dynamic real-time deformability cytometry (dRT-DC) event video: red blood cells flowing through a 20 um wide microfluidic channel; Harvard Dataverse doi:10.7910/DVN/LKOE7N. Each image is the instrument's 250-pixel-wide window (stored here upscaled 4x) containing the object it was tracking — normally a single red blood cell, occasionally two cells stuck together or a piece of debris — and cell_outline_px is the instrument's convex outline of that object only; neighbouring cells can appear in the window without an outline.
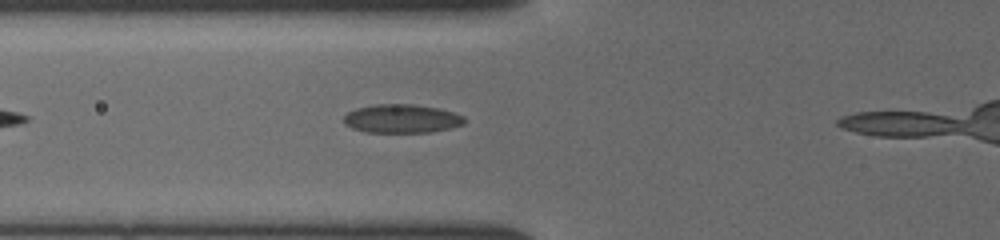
{"species": "common noctule bat (a hibernating species)", "species_latin": "Nyctalus noctula", "temperature_condition": "cold", "stored_images_in_passage": 23, "camera_frame_rate_fps": 3000, "um_per_image_px": 0.085, "animal": {"sex": "female", "body_mass_g": 19.5, "forearm_length_mm": 54.1}, "frame": {"image": 1, "passage_image": 7, "time_ms": 2.0, "image_size_px": [1000, 240], "cell_outline_px": [[464, 124], [432, 132], [364, 132], [352, 128], [344, 124], [344, 116], [348, 112], [356, 108], [376, 104], [412, 104], [436, 108], [452, 112], [464, 116]], "centroid_in_image_um": [34.11, 10.09], "position_along_channel_um": 91.7, "area_um2": 20.0}}
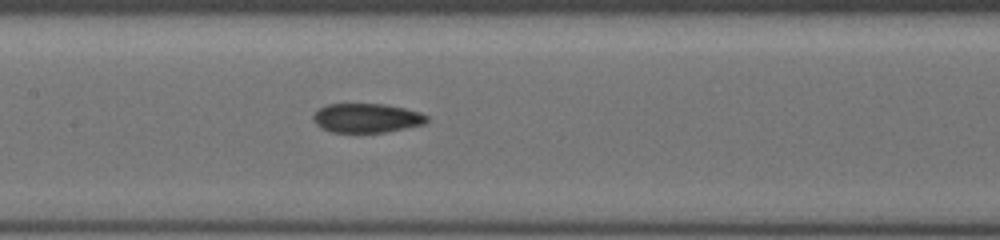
{"frame": {"image": 2, "passage_image": 13, "time_ms": 4.0, "image_size_px": [1000, 240], "cell_outline_px": [[428, 120], [424, 124], [384, 132], [332, 132], [320, 128], [312, 120], [312, 116], [320, 108], [328, 104], [384, 104], [404, 108], [420, 112], [428, 116]], "centroid_in_image_um": [31.15, 10.03], "position_along_channel_um": 176.3, "area_um2": 19.25}}
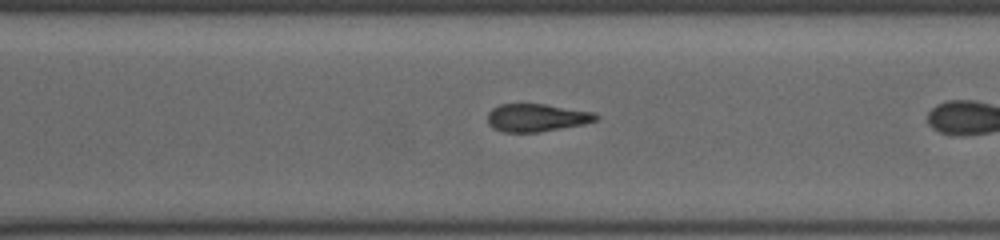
{"frame": {"image": 3, "passage_image": 21, "time_ms": 6.667, "image_size_px": [1000, 240], "cell_outline_px": [[600, 116], [596, 120], [584, 124], [540, 132], [500, 132], [492, 128], [488, 124], [488, 112], [492, 108], [500, 104], [544, 104], [596, 112]], "centroid_in_image_um": [45.61, 10.0], "position_along_channel_um": 325.0, "area_um2": 17.74}}